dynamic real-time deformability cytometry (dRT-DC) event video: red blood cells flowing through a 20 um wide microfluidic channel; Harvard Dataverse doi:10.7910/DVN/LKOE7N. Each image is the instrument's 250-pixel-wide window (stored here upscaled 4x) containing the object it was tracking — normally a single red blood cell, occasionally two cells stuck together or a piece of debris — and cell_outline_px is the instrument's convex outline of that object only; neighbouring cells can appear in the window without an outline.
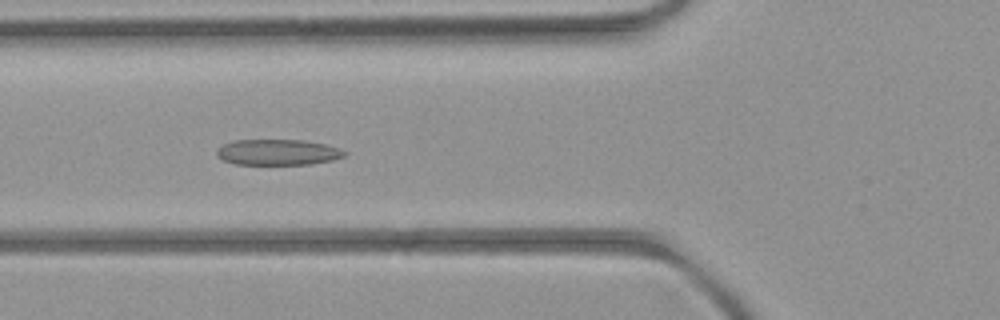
{"species": "common noctule bat (a hibernating species)", "species_latin": "Nyctalus noctula", "temperature_condition": "room temperature", "stored_images_in_passage": 8, "camera_frame_rate_fps": 3000, "um_per_image_px": 0.085, "animal": {"sex": "female", "body_mass_g": 21.9}, "frame": {"image": 1, "passage_image": 6, "time_ms": 6.333, "image_size_px": [1000, 320], "cell_outline_px": [[348, 152], [344, 156], [332, 160], [312, 164], [236, 164], [224, 160], [216, 156], [216, 152], [224, 144], [232, 140], [304, 140], [324, 144]], "centroid_in_image_um": [23.6, 12.94], "position_along_channel_um": 102.2, "area_um2": 19.02}}
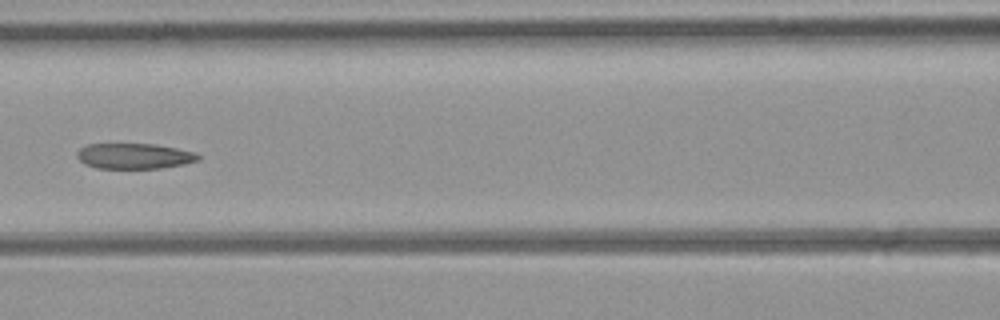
{"frame": {"image": 2, "passage_image": 7, "time_ms": 7.667, "image_size_px": [1000, 320], "cell_outline_px": [[200, 160], [184, 164], [160, 168], [96, 168], [84, 164], [76, 156], [76, 152], [80, 148], [88, 144], [156, 144], [196, 152], [200, 156]], "centroid_in_image_um": [11.41, 13.26], "position_along_channel_um": 155.2, "area_um2": 18.09}}
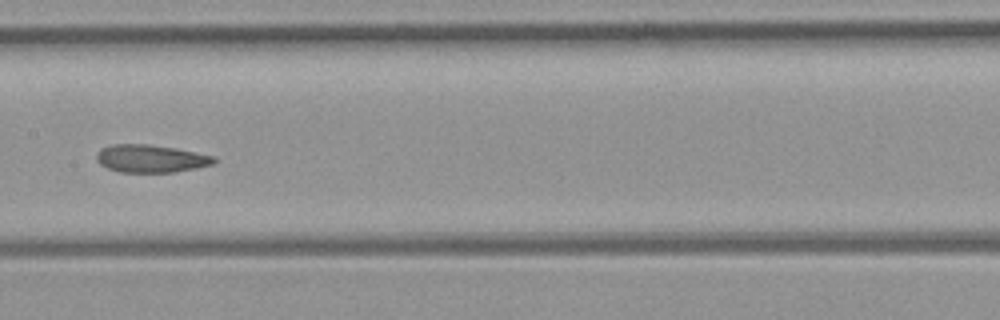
{"frame": {"image": 3, "passage_image": 8, "time_ms": 8.667, "image_size_px": [1000, 320], "cell_outline_px": [[216, 160], [212, 164], [196, 168], [172, 172], [120, 172], [108, 168], [100, 164], [96, 160], [96, 152], [100, 148], [112, 144], [148, 144], [176, 148], [216, 156]], "centroid_in_image_um": [12.79, 13.47], "position_along_channel_um": 194.6, "area_um2": 19.07}}